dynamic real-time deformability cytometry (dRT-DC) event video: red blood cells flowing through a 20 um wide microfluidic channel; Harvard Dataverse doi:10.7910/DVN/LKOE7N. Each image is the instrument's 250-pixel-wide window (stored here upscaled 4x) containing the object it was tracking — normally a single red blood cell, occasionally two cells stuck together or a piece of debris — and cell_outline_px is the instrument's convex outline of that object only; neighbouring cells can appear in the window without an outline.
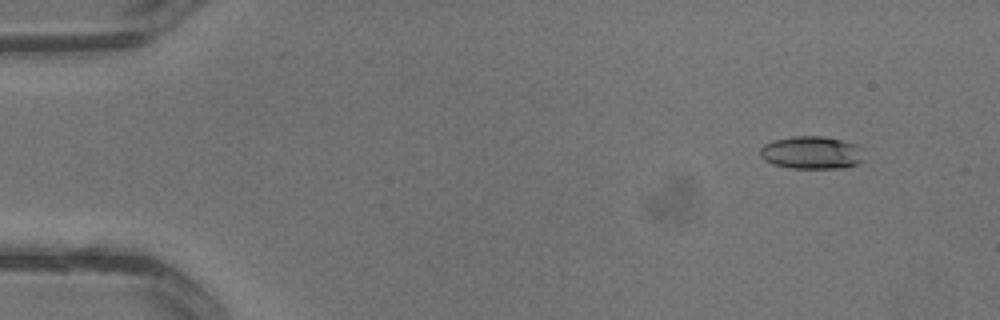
{"species": "common noctule bat (a hibernating species)", "species_latin": "Nyctalus noctula", "temperature_condition": "warm", "stored_images_in_passage": 3, "camera_frame_rate_fps": 3000, "um_per_image_px": 0.085, "animal": {"sex": "male", "body_mass_g": 13.3}, "frame": {"image": 1, "passage_image": 1, "time_ms": 0.0, "image_size_px": [1000, 320], "cell_outline_px": [[864, 160], [856, 164], [840, 168], [788, 168], [772, 164], [764, 160], [760, 156], [760, 148], [764, 144], [772, 140], [792, 136], [824, 136], [856, 144]], "centroid_in_image_um": [68.92, 12.97], "position_along_channel_um": 16.1, "area_um2": 19.83}}
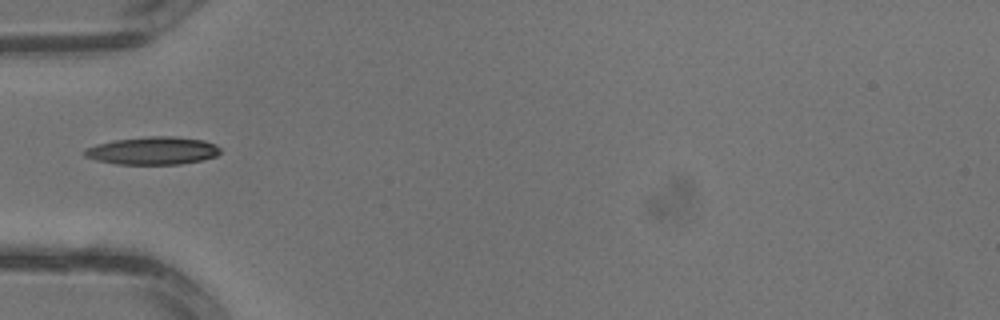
{"frame": {"image": 2, "passage_image": 3, "time_ms": 0.667, "image_size_px": [1000, 320], "cell_outline_px": [[220, 152], [216, 156], [204, 160], [180, 164], [116, 164], [96, 160], [84, 156], [84, 148], [96, 144], [112, 140], [148, 136], [176, 136], [204, 140], [216, 144], [220, 148]], "centroid_in_image_um": [12.99, 12.8], "position_along_channel_um": 72.0, "area_um2": 22.25}}